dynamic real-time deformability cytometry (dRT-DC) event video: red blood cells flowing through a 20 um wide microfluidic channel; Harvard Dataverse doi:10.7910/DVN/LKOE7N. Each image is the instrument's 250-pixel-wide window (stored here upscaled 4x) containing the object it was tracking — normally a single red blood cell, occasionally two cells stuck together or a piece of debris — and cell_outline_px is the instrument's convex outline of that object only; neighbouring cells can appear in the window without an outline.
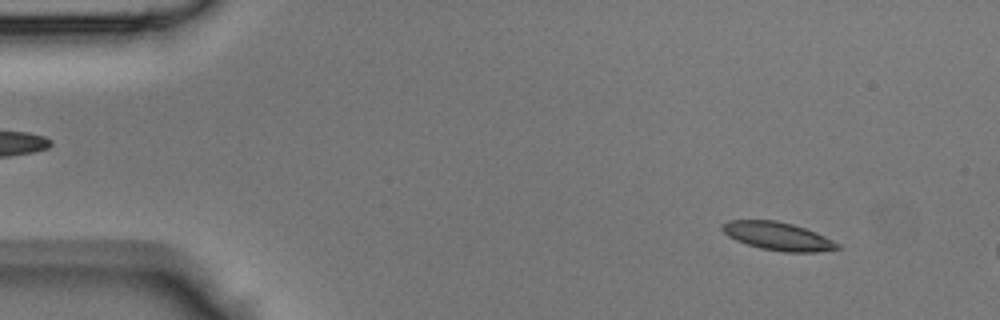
{"species": "Egyptian fruit bat (a non-hibernating species)", "species_latin": "Rousettus aegyptiacus", "temperature_condition": "room temperature", "stored_images_in_passage": 10, "camera_frame_rate_fps": 3000, "um_per_image_px": 0.085, "animal": {"sex": "male"}, "frame": {"image": 1, "passage_image": 4, "time_ms": 1.0, "image_size_px": [1000, 320], "cell_outline_px": [[840, 248], [816, 252], [784, 252], [760, 248], [736, 240], [728, 236], [720, 228], [728, 220], [776, 220], [792, 224], [816, 232], [840, 244]], "centroid_in_image_um": [66.11, 20.07], "position_along_channel_um": 18.9, "area_um2": 18.73}}